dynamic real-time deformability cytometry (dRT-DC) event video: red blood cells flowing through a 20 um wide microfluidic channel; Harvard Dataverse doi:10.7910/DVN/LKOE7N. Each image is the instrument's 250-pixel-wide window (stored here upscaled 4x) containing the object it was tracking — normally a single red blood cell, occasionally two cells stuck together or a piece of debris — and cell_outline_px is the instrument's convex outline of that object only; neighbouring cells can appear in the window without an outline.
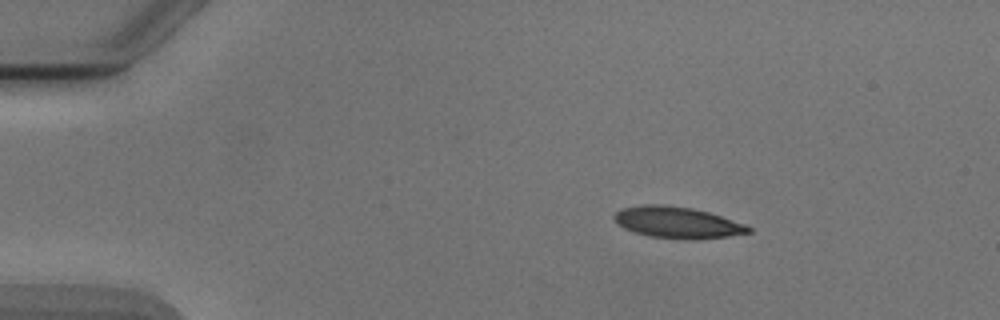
{"species": "Egyptian fruit bat (a non-hibernating species)", "species_latin": "Rousettus aegyptiacus", "temperature_condition": "cold", "stored_images_in_passage": 4, "camera_frame_rate_fps": 3000, "um_per_image_px": 0.085, "animal": {"sex": "male"}, "frame": {"image": 1, "passage_image": 1, "time_ms": 0.0, "image_size_px": [1000, 320], "cell_outline_px": [[752, 232], [728, 236], [684, 240], [648, 236], [624, 228], [612, 216], [620, 208], [640, 204], [664, 204], [692, 208], [708, 212], [744, 224], [752, 228]], "centroid_in_image_um": [57.54, 18.9], "position_along_channel_um": 27.5, "area_um2": 24.51}}
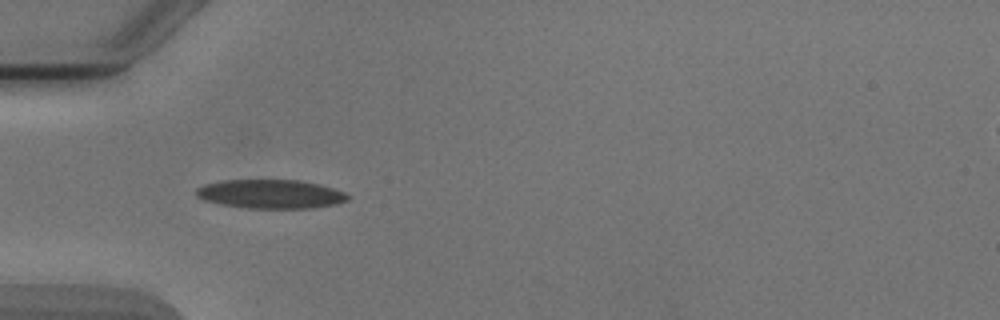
{"frame": {"image": 2, "passage_image": 3, "time_ms": 2.667, "image_size_px": [1000, 320], "cell_outline_px": [[352, 196], [348, 200], [336, 204], [312, 208], [244, 208], [220, 204], [204, 200], [196, 196], [196, 188], [204, 184], [220, 180], [300, 180], [320, 184], [344, 192]], "centroid_in_image_um": [23.0, 16.49], "position_along_channel_um": 62.0, "area_um2": 25.72}}
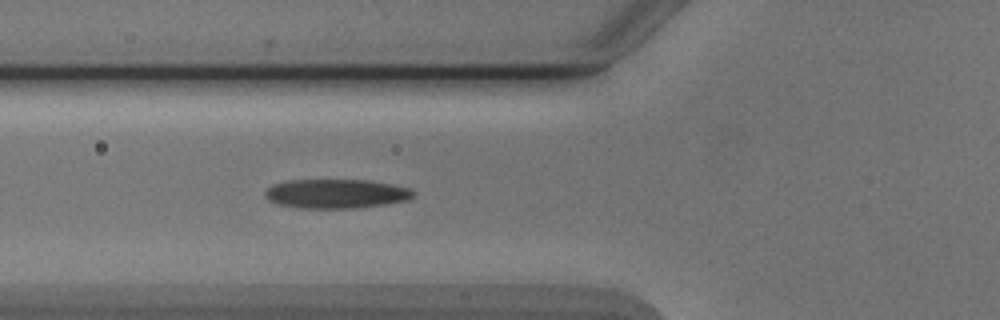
{"frame": {"image": 3, "passage_image": 4, "time_ms": 3.667, "image_size_px": [1000, 320], "cell_outline_px": [[416, 192], [408, 200], [388, 204], [356, 208], [300, 208], [276, 204], [268, 200], [264, 196], [264, 192], [272, 184], [288, 180], [368, 180], [408, 188]], "centroid_in_image_um": [28.53, 16.47], "position_along_channel_um": 97.3, "area_um2": 25.32}}